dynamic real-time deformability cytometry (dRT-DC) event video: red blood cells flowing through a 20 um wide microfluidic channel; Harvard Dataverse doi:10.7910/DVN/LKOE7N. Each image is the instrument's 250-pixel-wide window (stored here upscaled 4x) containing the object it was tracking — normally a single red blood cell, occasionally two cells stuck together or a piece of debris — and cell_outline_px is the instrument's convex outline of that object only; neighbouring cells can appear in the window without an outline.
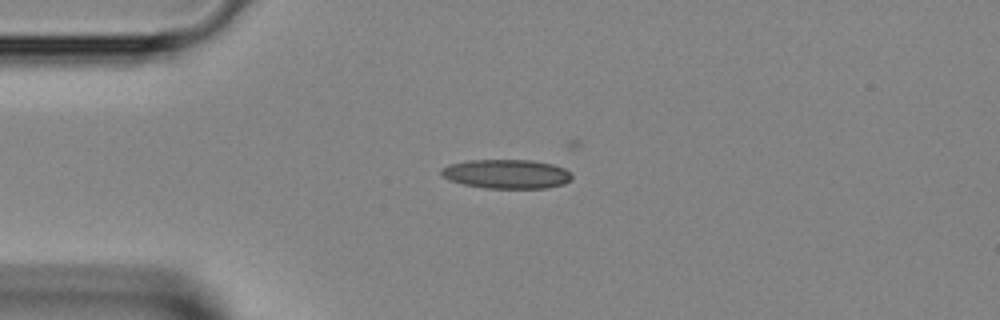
{"species": "Egyptian fruit bat (a non-hibernating species)", "species_latin": "Rousettus aegyptiacus", "temperature_condition": "room temperature", "stored_images_in_passage": 13, "camera_frame_rate_fps": 3000, "um_per_image_px": 0.085, "animal": {"sex": "female"}, "frame": {"image": 1, "passage_image": 9, "time_ms": 2.667, "image_size_px": [1000, 320], "cell_outline_px": [[572, 176], [564, 184], [548, 188], [484, 188], [464, 184], [448, 180], [440, 172], [440, 168], [448, 164], [468, 160], [532, 160], [552, 164], [564, 168]], "centroid_in_image_um": [43.02, 14.78], "position_along_channel_um": 42.0, "area_um2": 22.2}}